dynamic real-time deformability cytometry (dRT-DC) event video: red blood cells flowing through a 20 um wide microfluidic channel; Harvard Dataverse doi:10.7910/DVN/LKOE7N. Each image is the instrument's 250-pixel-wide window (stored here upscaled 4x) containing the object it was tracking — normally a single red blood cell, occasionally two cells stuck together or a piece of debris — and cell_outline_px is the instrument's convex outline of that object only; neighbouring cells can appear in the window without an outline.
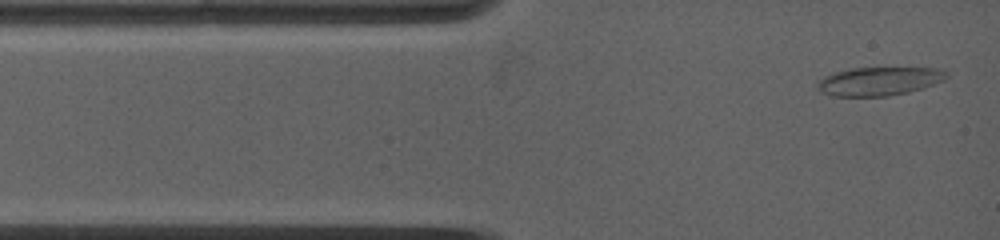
{"species": "common noctule bat (a hibernating species)", "species_latin": "Nyctalus noctula", "temperature_condition": "warm", "stored_images_in_passage": 36, "camera_frame_rate_fps": 5000, "um_per_image_px": 0.085, "animal": {"sex": "female", "body_mass_g": 19.0, "forearm_length_mm": 53.3}, "frame": {"image": 1, "passage_image": 1, "time_ms": 0.0, "image_size_px": [1000, 240], "cell_outline_px": [[948, 76], [944, 80], [908, 92], [888, 96], [832, 96], [820, 92], [816, 88], [816, 84], [824, 76], [836, 72], [852, 68], [936, 68], [948, 72]], "centroid_in_image_um": [74.68, 6.91], "position_along_channel_um": 10.3, "area_um2": 21.33}}
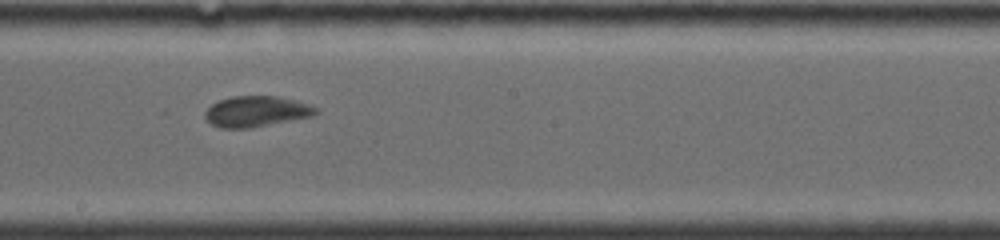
{"frame": {"image": 2, "passage_image": 17, "time_ms": 6.6, "image_size_px": [1000, 240], "cell_outline_px": [[316, 112], [312, 116], [252, 128], [220, 128], [212, 124], [204, 116], [204, 112], [212, 104], [220, 100], [232, 96], [276, 96], [308, 104], [316, 108]], "centroid_in_image_um": [21.74, 9.48], "position_along_channel_um": 226.5, "area_um2": 19.59}}
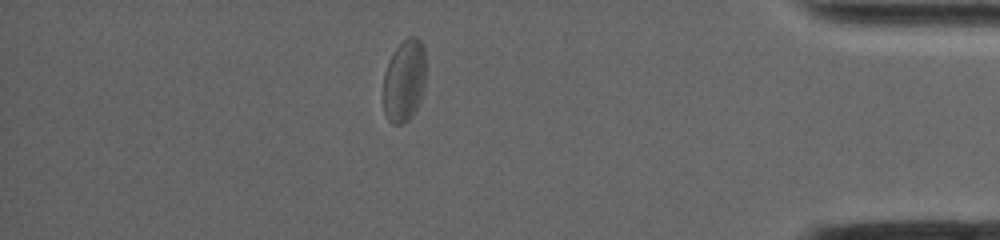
{"frame": {"image": 3, "passage_image": 31, "time_ms": 12.2, "image_size_px": [1000, 240], "cell_outline_px": [[424, 88], [420, 100], [412, 116], [404, 124], [392, 124], [388, 120], [384, 112], [384, 72], [392, 52], [408, 36], [416, 36], [420, 40], [424, 48]], "centroid_in_image_um": [34.35, 6.86], "position_along_channel_um": 400.9, "area_um2": 20.4}, "authors_computed_cell_mechanics": {"area_um2": 20.1144, "velocity_mm_per_s": 3.865, "shape_relaxation_time_tau1_ms": 3.3706, "shape_relaxation_time_tau2_ms": 1.4585, "deformation_change_tau1": 0.1326, "deformation_change_tau2": 0.0494}}